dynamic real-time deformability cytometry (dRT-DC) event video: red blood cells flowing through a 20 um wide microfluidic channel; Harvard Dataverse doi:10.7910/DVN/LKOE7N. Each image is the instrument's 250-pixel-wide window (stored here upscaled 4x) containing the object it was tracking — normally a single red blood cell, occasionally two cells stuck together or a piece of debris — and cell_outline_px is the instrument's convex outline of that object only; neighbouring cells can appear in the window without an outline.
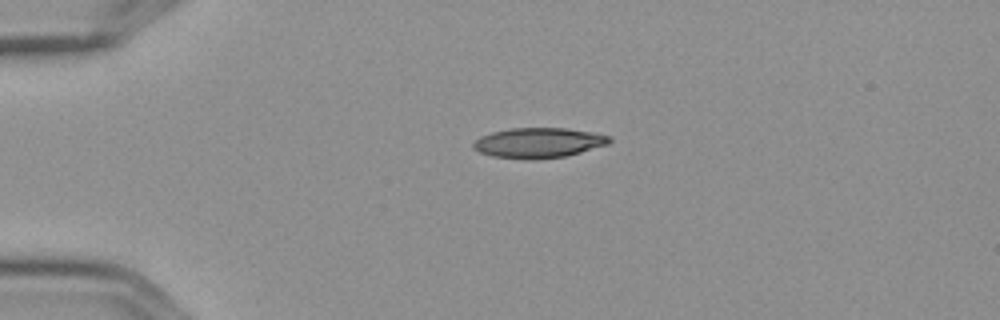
{"species": "Egyptian fruit bat (a non-hibernating species)", "species_latin": "Rousettus aegyptiacus", "temperature_condition": "cold", "stored_images_in_passage": 2, "camera_frame_rate_fps": 3000, "um_per_image_px": 0.085, "frame": {"image": 1, "passage_image": 1, "time_ms": 0.0, "image_size_px": [1000, 320], "cell_outline_px": [[612, 140], [608, 144], [580, 152], [564, 156], [536, 160], [492, 156], [480, 152], [472, 148], [472, 144], [480, 136], [492, 132], [512, 128], [564, 128], [592, 132], [612, 136]], "centroid_in_image_um": [45.77, 12.13], "position_along_channel_um": 39.2, "area_um2": 23.81}}